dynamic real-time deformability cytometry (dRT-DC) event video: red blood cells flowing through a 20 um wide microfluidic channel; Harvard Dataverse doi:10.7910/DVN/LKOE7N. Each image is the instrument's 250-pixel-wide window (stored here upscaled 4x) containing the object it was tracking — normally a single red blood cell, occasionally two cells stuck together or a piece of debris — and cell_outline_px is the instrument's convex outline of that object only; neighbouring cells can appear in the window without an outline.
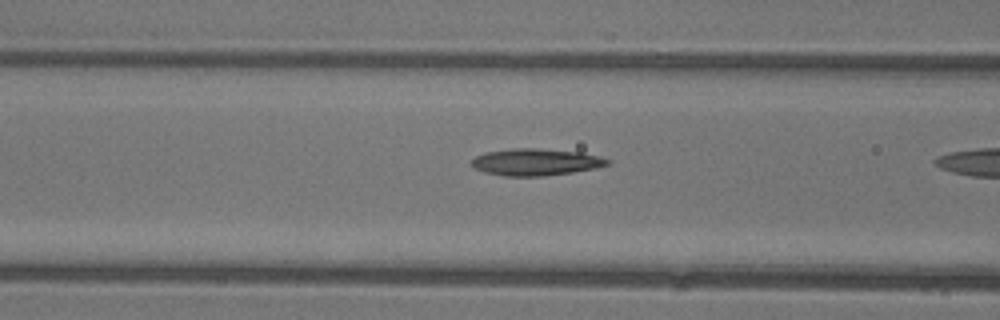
{"species": "common noctule bat (a hibernating species)", "species_latin": "Nyctalus noctula", "temperature_condition": "warm", "stored_images_in_passage": 34, "camera_frame_rate_fps": 3000, "um_per_image_px": 0.085, "animal": {"sex": "female"}, "frame": {"image": 1, "passage_image": 16, "time_ms": 5.0, "image_size_px": [1000, 320], "cell_outline_px": [[612, 160], [608, 164], [596, 168], [572, 172], [544, 176], [504, 176], [484, 172], [472, 168], [472, 160], [476, 156], [484, 152], [512, 148], [536, 148], [580, 152], [600, 156]], "centroid_in_image_um": [45.53, 13.77], "position_along_channel_um": 121.1, "area_um2": 21.39}}
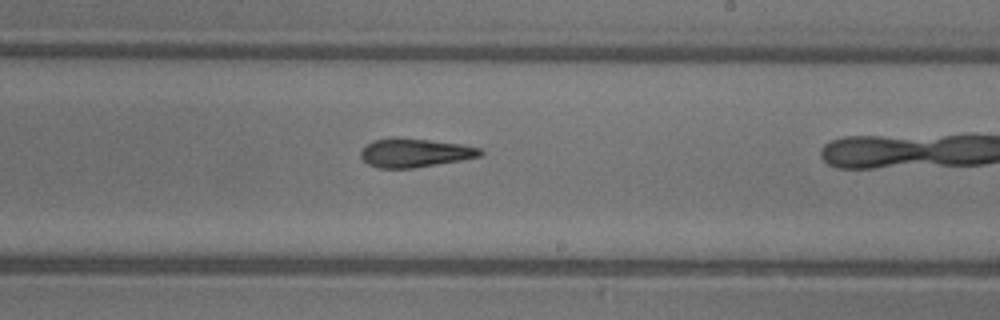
{"frame": {"image": 2, "passage_image": 25, "time_ms": 8.0, "image_size_px": [1000, 320], "cell_outline_px": [[484, 156], [412, 168], [380, 168], [368, 164], [360, 156], [360, 152], [372, 140], [392, 136], [428, 140], [460, 144], [480, 148], [484, 152]], "centroid_in_image_um": [35.25, 12.97], "position_along_channel_um": 253.7, "area_um2": 20.0}}
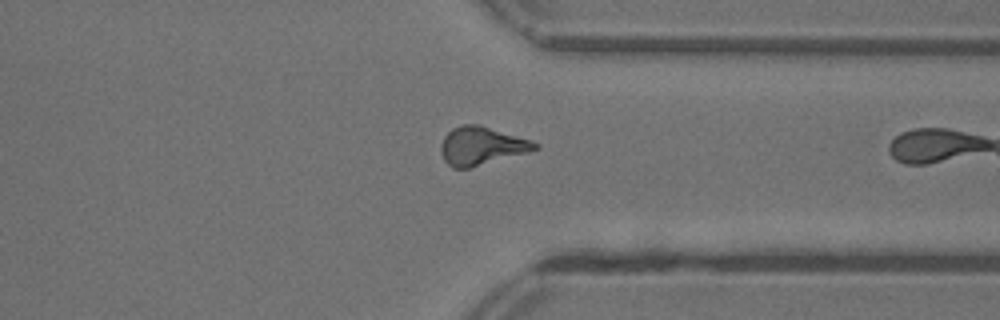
{"frame": {"image": 3, "passage_image": 33, "time_ms": 10.667, "image_size_px": [1000, 320], "cell_outline_px": [[540, 148], [528, 152], [468, 168], [452, 168], [444, 160], [440, 152], [440, 144], [444, 136], [452, 128], [460, 124], [480, 124], [532, 140], [540, 144]], "centroid_in_image_um": [40.92, 12.38], "position_along_channel_um": 370.5, "area_um2": 21.1}}